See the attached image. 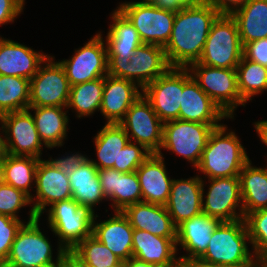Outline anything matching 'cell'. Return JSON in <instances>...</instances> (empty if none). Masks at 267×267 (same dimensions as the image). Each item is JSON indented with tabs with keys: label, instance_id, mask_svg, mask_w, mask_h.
I'll use <instances>...</instances> for the list:
<instances>
[{
	"label": "cell",
	"instance_id": "obj_1",
	"mask_svg": "<svg viewBox=\"0 0 267 267\" xmlns=\"http://www.w3.org/2000/svg\"><path fill=\"white\" fill-rule=\"evenodd\" d=\"M219 15L208 2L188 4L176 13L170 39L164 47L170 67L187 68L199 61L211 26Z\"/></svg>",
	"mask_w": 267,
	"mask_h": 267
},
{
	"label": "cell",
	"instance_id": "obj_2",
	"mask_svg": "<svg viewBox=\"0 0 267 267\" xmlns=\"http://www.w3.org/2000/svg\"><path fill=\"white\" fill-rule=\"evenodd\" d=\"M226 128L222 124L210 133L196 166L209 179L239 177L243 167L250 161L235 133L231 131L225 135Z\"/></svg>",
	"mask_w": 267,
	"mask_h": 267
},
{
	"label": "cell",
	"instance_id": "obj_3",
	"mask_svg": "<svg viewBox=\"0 0 267 267\" xmlns=\"http://www.w3.org/2000/svg\"><path fill=\"white\" fill-rule=\"evenodd\" d=\"M246 240L250 241L244 218L221 221L201 258L221 267H254L255 256L249 252Z\"/></svg>",
	"mask_w": 267,
	"mask_h": 267
},
{
	"label": "cell",
	"instance_id": "obj_4",
	"mask_svg": "<svg viewBox=\"0 0 267 267\" xmlns=\"http://www.w3.org/2000/svg\"><path fill=\"white\" fill-rule=\"evenodd\" d=\"M39 220L31 209L28 223L18 230L6 262L17 267H62L65 250L59 245L54 263L52 247L39 229Z\"/></svg>",
	"mask_w": 267,
	"mask_h": 267
},
{
	"label": "cell",
	"instance_id": "obj_5",
	"mask_svg": "<svg viewBox=\"0 0 267 267\" xmlns=\"http://www.w3.org/2000/svg\"><path fill=\"white\" fill-rule=\"evenodd\" d=\"M169 68L164 47L153 44L140 45L129 58L108 56V74L137 82L140 90Z\"/></svg>",
	"mask_w": 267,
	"mask_h": 267
},
{
	"label": "cell",
	"instance_id": "obj_6",
	"mask_svg": "<svg viewBox=\"0 0 267 267\" xmlns=\"http://www.w3.org/2000/svg\"><path fill=\"white\" fill-rule=\"evenodd\" d=\"M243 56L238 26L228 14L213 22L199 63L217 68H236Z\"/></svg>",
	"mask_w": 267,
	"mask_h": 267
},
{
	"label": "cell",
	"instance_id": "obj_7",
	"mask_svg": "<svg viewBox=\"0 0 267 267\" xmlns=\"http://www.w3.org/2000/svg\"><path fill=\"white\" fill-rule=\"evenodd\" d=\"M93 218L94 212L72 198L52 204L48 215L49 226L64 250H73L92 235Z\"/></svg>",
	"mask_w": 267,
	"mask_h": 267
},
{
	"label": "cell",
	"instance_id": "obj_8",
	"mask_svg": "<svg viewBox=\"0 0 267 267\" xmlns=\"http://www.w3.org/2000/svg\"><path fill=\"white\" fill-rule=\"evenodd\" d=\"M188 68L200 88L222 109L233 118L238 105L245 106L238 90L236 68H217L195 62ZM191 70V71H190Z\"/></svg>",
	"mask_w": 267,
	"mask_h": 267
},
{
	"label": "cell",
	"instance_id": "obj_9",
	"mask_svg": "<svg viewBox=\"0 0 267 267\" xmlns=\"http://www.w3.org/2000/svg\"><path fill=\"white\" fill-rule=\"evenodd\" d=\"M221 125L172 120L163 123L161 148L185 157L196 167L206 147L210 133Z\"/></svg>",
	"mask_w": 267,
	"mask_h": 267
},
{
	"label": "cell",
	"instance_id": "obj_10",
	"mask_svg": "<svg viewBox=\"0 0 267 267\" xmlns=\"http://www.w3.org/2000/svg\"><path fill=\"white\" fill-rule=\"evenodd\" d=\"M118 9L135 27L143 44L166 46L176 13L158 9L152 4L136 2L123 3Z\"/></svg>",
	"mask_w": 267,
	"mask_h": 267
},
{
	"label": "cell",
	"instance_id": "obj_11",
	"mask_svg": "<svg viewBox=\"0 0 267 267\" xmlns=\"http://www.w3.org/2000/svg\"><path fill=\"white\" fill-rule=\"evenodd\" d=\"M48 56L46 65H40L30 79L29 107H66L69 100L70 84L59 62ZM48 62V63H47Z\"/></svg>",
	"mask_w": 267,
	"mask_h": 267
},
{
	"label": "cell",
	"instance_id": "obj_12",
	"mask_svg": "<svg viewBox=\"0 0 267 267\" xmlns=\"http://www.w3.org/2000/svg\"><path fill=\"white\" fill-rule=\"evenodd\" d=\"M136 144L143 145L151 153H160L163 135V122L154 112L151 103L142 94L119 122ZM132 137V138H131Z\"/></svg>",
	"mask_w": 267,
	"mask_h": 267
},
{
	"label": "cell",
	"instance_id": "obj_13",
	"mask_svg": "<svg viewBox=\"0 0 267 267\" xmlns=\"http://www.w3.org/2000/svg\"><path fill=\"white\" fill-rule=\"evenodd\" d=\"M101 33L75 51L69 60L59 62L70 86L103 78L108 74V51Z\"/></svg>",
	"mask_w": 267,
	"mask_h": 267
},
{
	"label": "cell",
	"instance_id": "obj_14",
	"mask_svg": "<svg viewBox=\"0 0 267 267\" xmlns=\"http://www.w3.org/2000/svg\"><path fill=\"white\" fill-rule=\"evenodd\" d=\"M182 92L183 68L179 67H170L142 90L163 123L179 118Z\"/></svg>",
	"mask_w": 267,
	"mask_h": 267
},
{
	"label": "cell",
	"instance_id": "obj_15",
	"mask_svg": "<svg viewBox=\"0 0 267 267\" xmlns=\"http://www.w3.org/2000/svg\"><path fill=\"white\" fill-rule=\"evenodd\" d=\"M2 117L5 153L40 158L43 143L29 109L5 113Z\"/></svg>",
	"mask_w": 267,
	"mask_h": 267
},
{
	"label": "cell",
	"instance_id": "obj_16",
	"mask_svg": "<svg viewBox=\"0 0 267 267\" xmlns=\"http://www.w3.org/2000/svg\"><path fill=\"white\" fill-rule=\"evenodd\" d=\"M229 118L222 109L200 88L189 73L183 68V92L181 94L179 120L198 122L209 125H221L218 121Z\"/></svg>",
	"mask_w": 267,
	"mask_h": 267
},
{
	"label": "cell",
	"instance_id": "obj_17",
	"mask_svg": "<svg viewBox=\"0 0 267 267\" xmlns=\"http://www.w3.org/2000/svg\"><path fill=\"white\" fill-rule=\"evenodd\" d=\"M212 182L204 199H202V212L218 218L220 221H235L243 219V206L239 177H224L209 179ZM240 210L239 214L236 208Z\"/></svg>",
	"mask_w": 267,
	"mask_h": 267
},
{
	"label": "cell",
	"instance_id": "obj_18",
	"mask_svg": "<svg viewBox=\"0 0 267 267\" xmlns=\"http://www.w3.org/2000/svg\"><path fill=\"white\" fill-rule=\"evenodd\" d=\"M36 199L32 210L40 218L47 205L72 198L69 176L54 166L50 160H39L36 168Z\"/></svg>",
	"mask_w": 267,
	"mask_h": 267
},
{
	"label": "cell",
	"instance_id": "obj_19",
	"mask_svg": "<svg viewBox=\"0 0 267 267\" xmlns=\"http://www.w3.org/2000/svg\"><path fill=\"white\" fill-rule=\"evenodd\" d=\"M196 176L190 179L173 180L167 204L168 214L177 227L183 221L202 213L204 183Z\"/></svg>",
	"mask_w": 267,
	"mask_h": 267
},
{
	"label": "cell",
	"instance_id": "obj_20",
	"mask_svg": "<svg viewBox=\"0 0 267 267\" xmlns=\"http://www.w3.org/2000/svg\"><path fill=\"white\" fill-rule=\"evenodd\" d=\"M137 83L107 74L100 106L107 123H119L131 105L143 94Z\"/></svg>",
	"mask_w": 267,
	"mask_h": 267
},
{
	"label": "cell",
	"instance_id": "obj_21",
	"mask_svg": "<svg viewBox=\"0 0 267 267\" xmlns=\"http://www.w3.org/2000/svg\"><path fill=\"white\" fill-rule=\"evenodd\" d=\"M162 153H152L136 170L142 202L165 206L173 179L167 176Z\"/></svg>",
	"mask_w": 267,
	"mask_h": 267
},
{
	"label": "cell",
	"instance_id": "obj_22",
	"mask_svg": "<svg viewBox=\"0 0 267 267\" xmlns=\"http://www.w3.org/2000/svg\"><path fill=\"white\" fill-rule=\"evenodd\" d=\"M47 55L13 40L0 38V75L17 76L31 79Z\"/></svg>",
	"mask_w": 267,
	"mask_h": 267
},
{
	"label": "cell",
	"instance_id": "obj_23",
	"mask_svg": "<svg viewBox=\"0 0 267 267\" xmlns=\"http://www.w3.org/2000/svg\"><path fill=\"white\" fill-rule=\"evenodd\" d=\"M98 178L106 199L114 201L112 207L123 211L127 206L142 202V193L136 171L121 173L114 168L99 169Z\"/></svg>",
	"mask_w": 267,
	"mask_h": 267
},
{
	"label": "cell",
	"instance_id": "obj_24",
	"mask_svg": "<svg viewBox=\"0 0 267 267\" xmlns=\"http://www.w3.org/2000/svg\"><path fill=\"white\" fill-rule=\"evenodd\" d=\"M122 212L133 229L148 231L163 238L176 239L177 227L165 206L139 202L127 206Z\"/></svg>",
	"mask_w": 267,
	"mask_h": 267
},
{
	"label": "cell",
	"instance_id": "obj_25",
	"mask_svg": "<svg viewBox=\"0 0 267 267\" xmlns=\"http://www.w3.org/2000/svg\"><path fill=\"white\" fill-rule=\"evenodd\" d=\"M133 257L157 267H177L179 259L176 239L163 238L148 231L134 229L132 236Z\"/></svg>",
	"mask_w": 267,
	"mask_h": 267
},
{
	"label": "cell",
	"instance_id": "obj_26",
	"mask_svg": "<svg viewBox=\"0 0 267 267\" xmlns=\"http://www.w3.org/2000/svg\"><path fill=\"white\" fill-rule=\"evenodd\" d=\"M115 216L101 223H92V236L103 243L122 261L133 256L132 236L133 227L122 211H116Z\"/></svg>",
	"mask_w": 267,
	"mask_h": 267
},
{
	"label": "cell",
	"instance_id": "obj_27",
	"mask_svg": "<svg viewBox=\"0 0 267 267\" xmlns=\"http://www.w3.org/2000/svg\"><path fill=\"white\" fill-rule=\"evenodd\" d=\"M221 221L218 218L200 213L189 220L183 221L176 228V245L180 244L189 252L184 257H202L209 245L215 228Z\"/></svg>",
	"mask_w": 267,
	"mask_h": 267
},
{
	"label": "cell",
	"instance_id": "obj_28",
	"mask_svg": "<svg viewBox=\"0 0 267 267\" xmlns=\"http://www.w3.org/2000/svg\"><path fill=\"white\" fill-rule=\"evenodd\" d=\"M72 199L94 212L95 204L106 199L98 178V169L90 159H85L69 176Z\"/></svg>",
	"mask_w": 267,
	"mask_h": 267
},
{
	"label": "cell",
	"instance_id": "obj_29",
	"mask_svg": "<svg viewBox=\"0 0 267 267\" xmlns=\"http://www.w3.org/2000/svg\"><path fill=\"white\" fill-rule=\"evenodd\" d=\"M231 16L237 23L242 46L267 37V0H249Z\"/></svg>",
	"mask_w": 267,
	"mask_h": 267
},
{
	"label": "cell",
	"instance_id": "obj_30",
	"mask_svg": "<svg viewBox=\"0 0 267 267\" xmlns=\"http://www.w3.org/2000/svg\"><path fill=\"white\" fill-rule=\"evenodd\" d=\"M129 136L119 123H106L94 137L99 163L91 162L98 170L114 168L119 171L120 152L130 142Z\"/></svg>",
	"mask_w": 267,
	"mask_h": 267
},
{
	"label": "cell",
	"instance_id": "obj_31",
	"mask_svg": "<svg viewBox=\"0 0 267 267\" xmlns=\"http://www.w3.org/2000/svg\"><path fill=\"white\" fill-rule=\"evenodd\" d=\"M244 217L267 208V169L251 166L249 161L239 174Z\"/></svg>",
	"mask_w": 267,
	"mask_h": 267
},
{
	"label": "cell",
	"instance_id": "obj_32",
	"mask_svg": "<svg viewBox=\"0 0 267 267\" xmlns=\"http://www.w3.org/2000/svg\"><path fill=\"white\" fill-rule=\"evenodd\" d=\"M112 15L114 22L110 25L105 45L108 56L129 58L143 42L135 27L119 9H116Z\"/></svg>",
	"mask_w": 267,
	"mask_h": 267
},
{
	"label": "cell",
	"instance_id": "obj_33",
	"mask_svg": "<svg viewBox=\"0 0 267 267\" xmlns=\"http://www.w3.org/2000/svg\"><path fill=\"white\" fill-rule=\"evenodd\" d=\"M35 110L33 116L41 141L47 148L62 146L67 132L68 116L63 107H28Z\"/></svg>",
	"mask_w": 267,
	"mask_h": 267
},
{
	"label": "cell",
	"instance_id": "obj_34",
	"mask_svg": "<svg viewBox=\"0 0 267 267\" xmlns=\"http://www.w3.org/2000/svg\"><path fill=\"white\" fill-rule=\"evenodd\" d=\"M41 158L32 156H13L7 153L2 155L3 182L22 190L33 200L29 188L36 180V168Z\"/></svg>",
	"mask_w": 267,
	"mask_h": 267
},
{
	"label": "cell",
	"instance_id": "obj_35",
	"mask_svg": "<svg viewBox=\"0 0 267 267\" xmlns=\"http://www.w3.org/2000/svg\"><path fill=\"white\" fill-rule=\"evenodd\" d=\"M30 80L0 75V114L26 110L29 107Z\"/></svg>",
	"mask_w": 267,
	"mask_h": 267
},
{
	"label": "cell",
	"instance_id": "obj_36",
	"mask_svg": "<svg viewBox=\"0 0 267 267\" xmlns=\"http://www.w3.org/2000/svg\"><path fill=\"white\" fill-rule=\"evenodd\" d=\"M104 90V77L70 87L67 107L77 112V117L93 114L100 110Z\"/></svg>",
	"mask_w": 267,
	"mask_h": 267
},
{
	"label": "cell",
	"instance_id": "obj_37",
	"mask_svg": "<svg viewBox=\"0 0 267 267\" xmlns=\"http://www.w3.org/2000/svg\"><path fill=\"white\" fill-rule=\"evenodd\" d=\"M238 90L247 103L251 97L267 90V68L242 56L236 67Z\"/></svg>",
	"mask_w": 267,
	"mask_h": 267
},
{
	"label": "cell",
	"instance_id": "obj_38",
	"mask_svg": "<svg viewBox=\"0 0 267 267\" xmlns=\"http://www.w3.org/2000/svg\"><path fill=\"white\" fill-rule=\"evenodd\" d=\"M72 251L91 267L124 265V261L92 235L81 241Z\"/></svg>",
	"mask_w": 267,
	"mask_h": 267
},
{
	"label": "cell",
	"instance_id": "obj_39",
	"mask_svg": "<svg viewBox=\"0 0 267 267\" xmlns=\"http://www.w3.org/2000/svg\"><path fill=\"white\" fill-rule=\"evenodd\" d=\"M244 220L255 252L253 255L267 256V208L248 213Z\"/></svg>",
	"mask_w": 267,
	"mask_h": 267
},
{
	"label": "cell",
	"instance_id": "obj_40",
	"mask_svg": "<svg viewBox=\"0 0 267 267\" xmlns=\"http://www.w3.org/2000/svg\"><path fill=\"white\" fill-rule=\"evenodd\" d=\"M30 203V197L22 190L3 181L0 183V214L20 220L16 215L17 211Z\"/></svg>",
	"mask_w": 267,
	"mask_h": 267
},
{
	"label": "cell",
	"instance_id": "obj_41",
	"mask_svg": "<svg viewBox=\"0 0 267 267\" xmlns=\"http://www.w3.org/2000/svg\"><path fill=\"white\" fill-rule=\"evenodd\" d=\"M151 154L143 145L139 144L137 146L130 141L120 152L119 172L130 173L136 171Z\"/></svg>",
	"mask_w": 267,
	"mask_h": 267
},
{
	"label": "cell",
	"instance_id": "obj_42",
	"mask_svg": "<svg viewBox=\"0 0 267 267\" xmlns=\"http://www.w3.org/2000/svg\"><path fill=\"white\" fill-rule=\"evenodd\" d=\"M23 224L21 220L0 214V261H6L16 234Z\"/></svg>",
	"mask_w": 267,
	"mask_h": 267
},
{
	"label": "cell",
	"instance_id": "obj_43",
	"mask_svg": "<svg viewBox=\"0 0 267 267\" xmlns=\"http://www.w3.org/2000/svg\"><path fill=\"white\" fill-rule=\"evenodd\" d=\"M243 56L267 68V37L246 43L243 46Z\"/></svg>",
	"mask_w": 267,
	"mask_h": 267
},
{
	"label": "cell",
	"instance_id": "obj_44",
	"mask_svg": "<svg viewBox=\"0 0 267 267\" xmlns=\"http://www.w3.org/2000/svg\"><path fill=\"white\" fill-rule=\"evenodd\" d=\"M25 0H0V25L14 22L22 10Z\"/></svg>",
	"mask_w": 267,
	"mask_h": 267
},
{
	"label": "cell",
	"instance_id": "obj_45",
	"mask_svg": "<svg viewBox=\"0 0 267 267\" xmlns=\"http://www.w3.org/2000/svg\"><path fill=\"white\" fill-rule=\"evenodd\" d=\"M85 159H87L86 156L81 154H73L72 156L70 155L55 160L51 158L50 161L54 166L62 170L66 176H70L72 172L79 166V164H81Z\"/></svg>",
	"mask_w": 267,
	"mask_h": 267
},
{
	"label": "cell",
	"instance_id": "obj_46",
	"mask_svg": "<svg viewBox=\"0 0 267 267\" xmlns=\"http://www.w3.org/2000/svg\"><path fill=\"white\" fill-rule=\"evenodd\" d=\"M249 0H207L220 14L231 15L235 10L245 5Z\"/></svg>",
	"mask_w": 267,
	"mask_h": 267
},
{
	"label": "cell",
	"instance_id": "obj_47",
	"mask_svg": "<svg viewBox=\"0 0 267 267\" xmlns=\"http://www.w3.org/2000/svg\"><path fill=\"white\" fill-rule=\"evenodd\" d=\"M151 4L158 9L174 13L181 11L188 5L185 0H153Z\"/></svg>",
	"mask_w": 267,
	"mask_h": 267
},
{
	"label": "cell",
	"instance_id": "obj_48",
	"mask_svg": "<svg viewBox=\"0 0 267 267\" xmlns=\"http://www.w3.org/2000/svg\"><path fill=\"white\" fill-rule=\"evenodd\" d=\"M177 267H220L217 264L210 263L201 257L179 258Z\"/></svg>",
	"mask_w": 267,
	"mask_h": 267
},
{
	"label": "cell",
	"instance_id": "obj_49",
	"mask_svg": "<svg viewBox=\"0 0 267 267\" xmlns=\"http://www.w3.org/2000/svg\"><path fill=\"white\" fill-rule=\"evenodd\" d=\"M62 267H91L79 258L72 250H65L62 258Z\"/></svg>",
	"mask_w": 267,
	"mask_h": 267
},
{
	"label": "cell",
	"instance_id": "obj_50",
	"mask_svg": "<svg viewBox=\"0 0 267 267\" xmlns=\"http://www.w3.org/2000/svg\"><path fill=\"white\" fill-rule=\"evenodd\" d=\"M255 124L256 132L262 142L267 145V120L266 121H258Z\"/></svg>",
	"mask_w": 267,
	"mask_h": 267
},
{
	"label": "cell",
	"instance_id": "obj_51",
	"mask_svg": "<svg viewBox=\"0 0 267 267\" xmlns=\"http://www.w3.org/2000/svg\"><path fill=\"white\" fill-rule=\"evenodd\" d=\"M124 267H157V266L147 263L145 261L139 260L132 256L128 260L124 261Z\"/></svg>",
	"mask_w": 267,
	"mask_h": 267
},
{
	"label": "cell",
	"instance_id": "obj_52",
	"mask_svg": "<svg viewBox=\"0 0 267 267\" xmlns=\"http://www.w3.org/2000/svg\"><path fill=\"white\" fill-rule=\"evenodd\" d=\"M254 267H267V256L256 257Z\"/></svg>",
	"mask_w": 267,
	"mask_h": 267
},
{
	"label": "cell",
	"instance_id": "obj_53",
	"mask_svg": "<svg viewBox=\"0 0 267 267\" xmlns=\"http://www.w3.org/2000/svg\"><path fill=\"white\" fill-rule=\"evenodd\" d=\"M0 121L2 123V129L1 130H4V122H3L2 114H0ZM4 153H5L4 139L0 136V156H2Z\"/></svg>",
	"mask_w": 267,
	"mask_h": 267
},
{
	"label": "cell",
	"instance_id": "obj_54",
	"mask_svg": "<svg viewBox=\"0 0 267 267\" xmlns=\"http://www.w3.org/2000/svg\"><path fill=\"white\" fill-rule=\"evenodd\" d=\"M0 267H17V266H14L6 261H0Z\"/></svg>",
	"mask_w": 267,
	"mask_h": 267
},
{
	"label": "cell",
	"instance_id": "obj_55",
	"mask_svg": "<svg viewBox=\"0 0 267 267\" xmlns=\"http://www.w3.org/2000/svg\"><path fill=\"white\" fill-rule=\"evenodd\" d=\"M185 1H186L188 4L207 2V0H185Z\"/></svg>",
	"mask_w": 267,
	"mask_h": 267
},
{
	"label": "cell",
	"instance_id": "obj_56",
	"mask_svg": "<svg viewBox=\"0 0 267 267\" xmlns=\"http://www.w3.org/2000/svg\"><path fill=\"white\" fill-rule=\"evenodd\" d=\"M3 181V173H2V156H0V183Z\"/></svg>",
	"mask_w": 267,
	"mask_h": 267
},
{
	"label": "cell",
	"instance_id": "obj_57",
	"mask_svg": "<svg viewBox=\"0 0 267 267\" xmlns=\"http://www.w3.org/2000/svg\"><path fill=\"white\" fill-rule=\"evenodd\" d=\"M153 0H143V1H139L136 3H146V4H151Z\"/></svg>",
	"mask_w": 267,
	"mask_h": 267
},
{
	"label": "cell",
	"instance_id": "obj_58",
	"mask_svg": "<svg viewBox=\"0 0 267 267\" xmlns=\"http://www.w3.org/2000/svg\"><path fill=\"white\" fill-rule=\"evenodd\" d=\"M112 267H124V265H115V266H112Z\"/></svg>",
	"mask_w": 267,
	"mask_h": 267
}]
</instances>
